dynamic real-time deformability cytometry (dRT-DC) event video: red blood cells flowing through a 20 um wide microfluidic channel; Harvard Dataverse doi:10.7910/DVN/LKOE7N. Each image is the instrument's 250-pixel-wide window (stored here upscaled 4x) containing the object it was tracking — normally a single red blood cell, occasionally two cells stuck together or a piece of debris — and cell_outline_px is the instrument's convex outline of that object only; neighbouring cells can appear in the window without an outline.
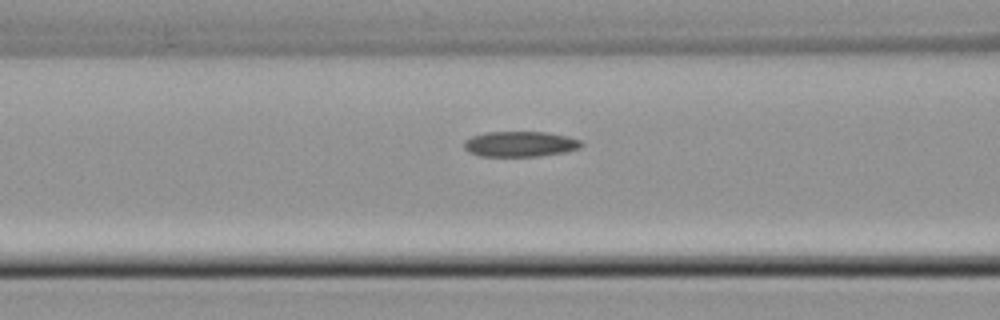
{"species": "common noctule bat (a hibernating species)", "species_latin": "Nyctalus noctula", "temperature_condition": "cold", "stored_images_in_passage": 16, "camera_frame_rate_fps": 3000, "um_per_image_px": 0.085, "animal": {"sex": "male", "body_mass_g": 21.5, "forearm_length_mm": 52.0}, "frame": {"image": 1, "passage_image": 5, "time_ms": 1.333, "image_size_px": [1000, 320], "cell_outline_px": [[584, 144], [580, 148], [564, 152], [536, 156], [480, 156], [468, 152], [464, 148], [464, 140], [472, 136], [484, 132], [548, 132], [568, 136], [580, 140]], "centroid_in_image_um": [44.2, 12.23], "position_along_channel_um": 122.4, "area_um2": 17.46}}